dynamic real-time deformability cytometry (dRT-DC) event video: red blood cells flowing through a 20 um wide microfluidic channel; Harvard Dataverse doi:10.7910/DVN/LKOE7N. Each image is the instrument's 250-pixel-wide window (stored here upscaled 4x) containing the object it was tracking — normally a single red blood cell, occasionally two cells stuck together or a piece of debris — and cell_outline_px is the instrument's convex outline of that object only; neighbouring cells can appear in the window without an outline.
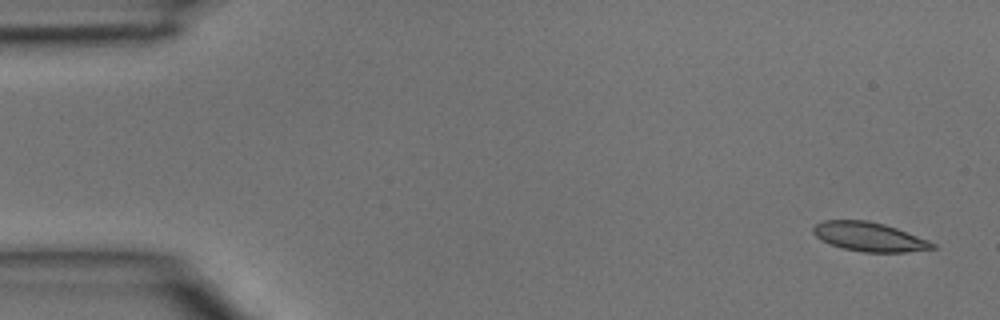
{"species": "common noctule bat (a hibernating species)", "species_latin": "Nyctalus noctula", "temperature_condition": "room temperature", "stored_images_in_passage": 5, "camera_frame_rate_fps": 3000, "um_per_image_px": 0.085, "animal": {"sex": "male", "body_mass_g": 15.6}, "frame": {"image": 1, "passage_image": 1, "time_ms": 0.0, "image_size_px": [1000, 320], "cell_outline_px": [[936, 248], [904, 252], [864, 252], [840, 248], [816, 236], [812, 232], [812, 228], [816, 224], [824, 220], [868, 220], [884, 224], [896, 228], [928, 240], [936, 244]], "centroid_in_image_um": [73.88, 20.12], "position_along_channel_um": 11.1, "area_um2": 20.06}}
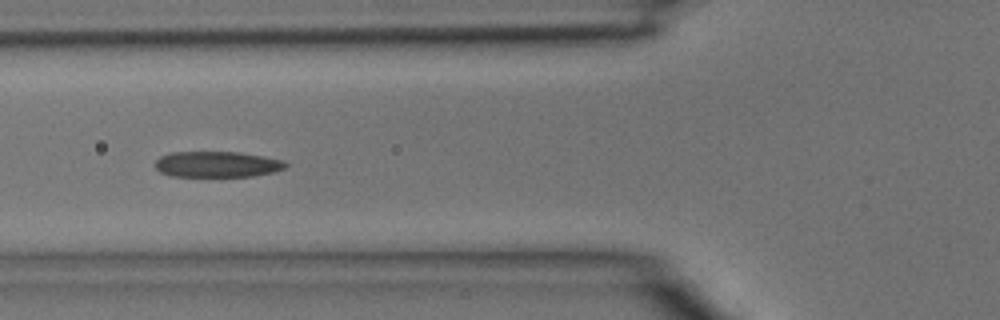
{"frame": {"image": 2, "passage_image": 5, "time_ms": 1.333, "image_size_px": [1000, 320], "cell_outline_px": [[288, 164], [284, 168], [276, 172], [252, 176], [172, 176], [160, 172], [156, 168], [156, 160], [160, 156], [172, 152], [236, 152], [284, 160]], "centroid_in_image_um": [18.46, 13.97], "position_along_channel_um": 107.3, "area_um2": 19.54}}